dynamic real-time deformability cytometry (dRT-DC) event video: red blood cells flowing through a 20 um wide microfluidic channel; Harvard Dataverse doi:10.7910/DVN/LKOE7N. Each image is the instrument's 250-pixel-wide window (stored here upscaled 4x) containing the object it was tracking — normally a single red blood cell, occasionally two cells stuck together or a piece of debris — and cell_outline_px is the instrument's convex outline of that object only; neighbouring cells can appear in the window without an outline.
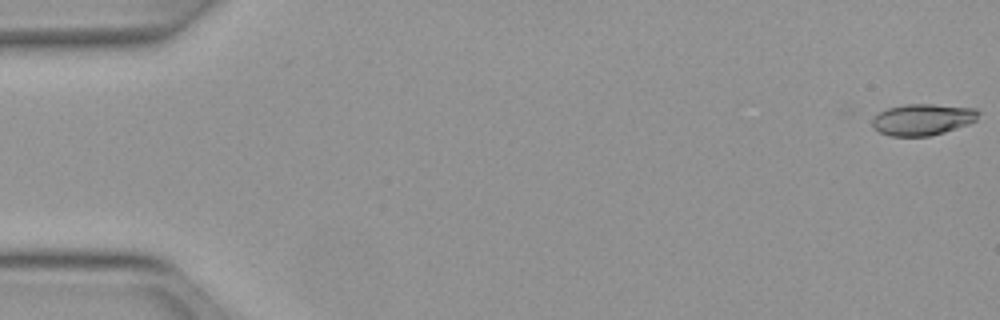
{"species": "Egyptian fruit bat (a non-hibernating species)", "species_latin": "Rousettus aegyptiacus", "temperature_condition": "warm", "stored_images_in_passage": 47, "camera_frame_rate_fps": 3000, "um_per_image_px": 0.085, "animal": {"sex": "female"}, "frame": {"image": 1, "passage_image": 1, "time_ms": 0.0, "image_size_px": [1000, 320], "cell_outline_px": [[980, 112], [976, 120], [968, 124], [944, 132], [928, 136], [888, 136], [872, 128], [872, 120], [880, 112], [888, 108], [904, 104], [932, 104], [976, 108]], "centroid_in_image_um": [78.42, 10.16], "position_along_channel_um": 6.6, "area_um2": 19.42}}
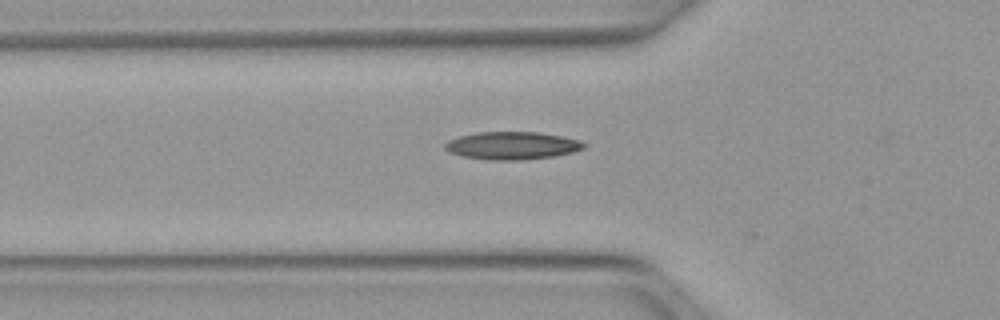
{"frame": {"image": 2, "passage_image": 18, "time_ms": 5.667, "image_size_px": [1000, 320], "cell_outline_px": [[588, 144], [584, 148], [572, 152], [552, 156], [520, 160], [488, 160], [464, 156], [448, 152], [444, 148], [444, 144], [448, 140], [460, 136], [476, 132], [540, 132], [564, 136], [580, 140]], "centroid_in_image_um": [43.54, 12.36], "position_along_channel_um": 82.3, "area_um2": 22.54}}
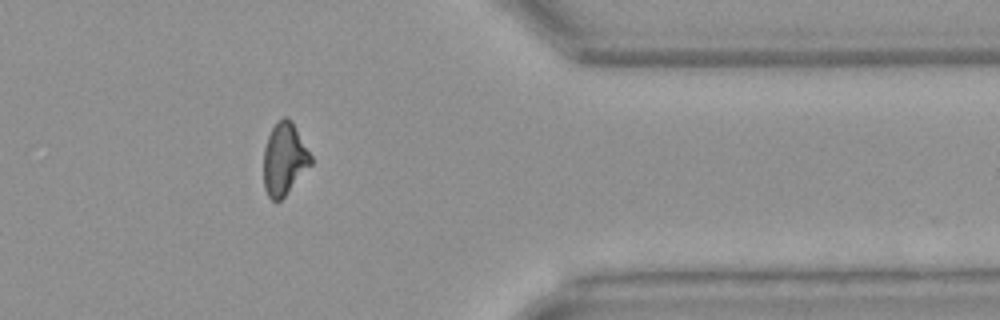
{"frame": {"image": 3, "passage_image": 42, "time_ms": 13.667, "image_size_px": [1000, 320], "cell_outline_px": [[312, 164], [284, 196], [280, 200], [272, 200], [268, 196], [264, 188], [264, 148], [268, 136], [272, 128], [284, 116], [288, 116], [292, 120], [312, 156]], "centroid_in_image_um": [24.17, 13.5], "position_along_channel_um": 387.2, "area_um2": 19.77}, "authors_computed_cell_mechanics": {"area_um2": 20.519, "velocity_mm_per_s": 4.0245, "shape_relaxation_time_tau1_ms": 9.4677, "shape_relaxation_time_tau2_ms": 3.1001, "deformation_change_tau1": 0.2288, "deformation_change_tau2": 0.1105}}